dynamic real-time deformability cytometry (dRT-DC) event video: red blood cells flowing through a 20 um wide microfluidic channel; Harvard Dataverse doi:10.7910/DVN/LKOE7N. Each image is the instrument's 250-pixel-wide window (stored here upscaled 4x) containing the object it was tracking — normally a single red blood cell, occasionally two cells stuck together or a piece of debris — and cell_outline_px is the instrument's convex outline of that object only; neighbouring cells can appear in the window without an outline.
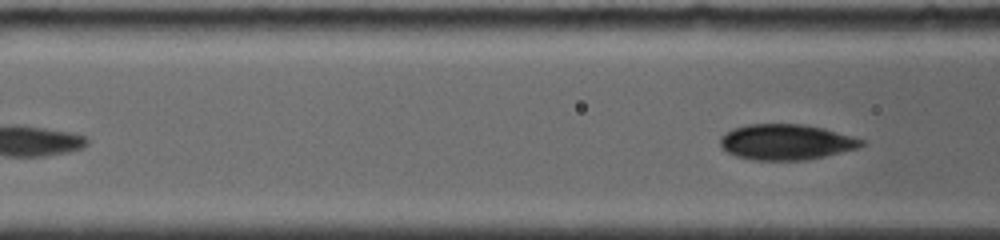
{"species": "common noctule bat (a hibernating species)", "species_latin": "Nyctalus noctula", "temperature_condition": "room temperature", "stored_images_in_passage": 8, "segment_of_instrument_passage": [2, 2], "camera_frame_rate_fps": 4000, "um_per_image_px": 0.085, "animal": {"sex": "female", "body_mass_g": 19.0, "forearm_length_mm": 56.7}, "frame": {"image": 1, "passage_image": 8, "time_ms": 1.75, "image_size_px": [1000, 240], "cell_outline_px": [[864, 144], [856, 148], [824, 156], [804, 160], [752, 160], [736, 156], [728, 152], [720, 144], [720, 136], [732, 128], [748, 124], [804, 124], [824, 128], [852, 136], [864, 140]], "centroid_in_image_um": [66.79, 12.06], "position_along_channel_um": 99.8, "area_um2": 29.19}}